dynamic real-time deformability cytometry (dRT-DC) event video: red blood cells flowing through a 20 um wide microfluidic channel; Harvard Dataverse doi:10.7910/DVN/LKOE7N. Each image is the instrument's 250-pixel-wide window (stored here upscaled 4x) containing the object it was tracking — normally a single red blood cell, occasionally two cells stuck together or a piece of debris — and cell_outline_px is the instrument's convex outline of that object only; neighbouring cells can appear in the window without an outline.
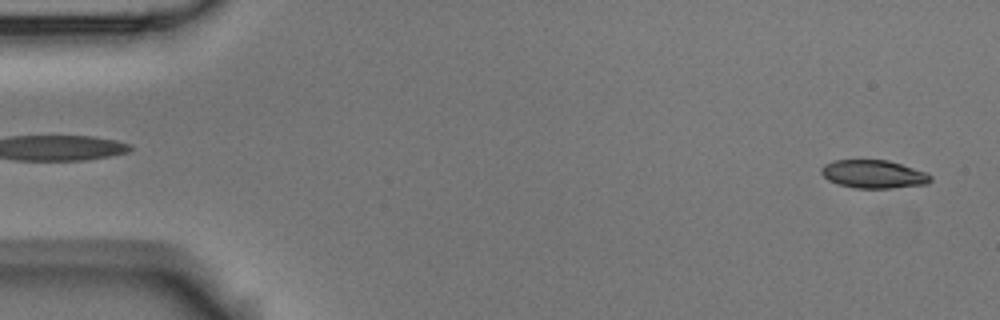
{"species": "Egyptian fruit bat (a non-hibernating species)", "species_latin": "Rousettus aegyptiacus", "temperature_condition": "room temperature", "stored_images_in_passage": 5, "segment_of_instrument_passage": [2, 2], "camera_frame_rate_fps": 3000, "um_per_image_px": 0.085, "animal": {"sex": "male"}, "frame": {"image": 1, "passage_image": 5, "time_ms": 1.333, "image_size_px": [1000, 320], "cell_outline_px": [[932, 180], [928, 184], [892, 188], [856, 188], [840, 184], [828, 180], [820, 172], [820, 168], [824, 164], [832, 160], [888, 160], [928, 172], [932, 176]], "centroid_in_image_um": [74.28, 14.79], "position_along_channel_um": 10.7, "area_um2": 18.09}}